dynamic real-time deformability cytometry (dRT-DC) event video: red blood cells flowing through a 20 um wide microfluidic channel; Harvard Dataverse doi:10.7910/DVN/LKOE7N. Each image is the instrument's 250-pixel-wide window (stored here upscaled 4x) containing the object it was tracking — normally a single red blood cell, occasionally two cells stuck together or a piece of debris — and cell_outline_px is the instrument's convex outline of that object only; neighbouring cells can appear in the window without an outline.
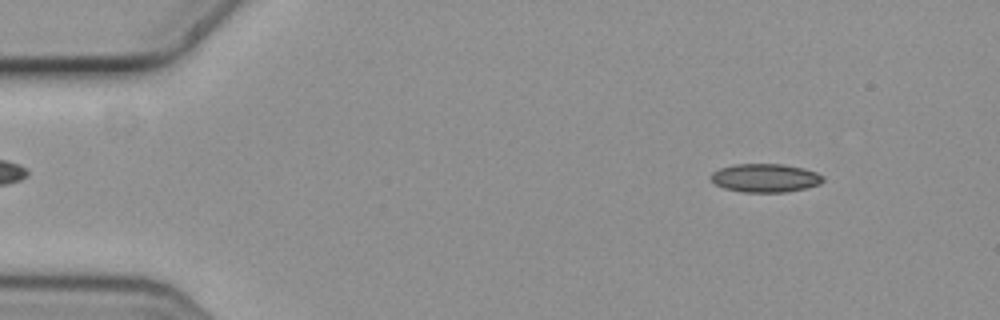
{"species": "common noctule bat (a hibernating species)", "species_latin": "Nyctalus noctula", "temperature_condition": "cold", "stored_images_in_passage": 5, "camera_frame_rate_fps": 3000, "um_per_image_px": 0.085, "animal": {"sex": "female", "body_mass_g": 19.3, "forearm_length_mm": 54.1}, "frame": {"image": 1, "passage_image": 2, "time_ms": 0.333, "image_size_px": [1000, 320], "cell_outline_px": [[824, 180], [820, 184], [804, 188], [784, 192], [744, 192], [724, 188], [716, 184], [712, 180], [712, 172], [720, 168], [736, 164], [784, 164], [804, 168], [816, 172], [824, 176]], "centroid_in_image_um": [65.07, 15.12], "position_along_channel_um": 19.9, "area_um2": 18.5}}
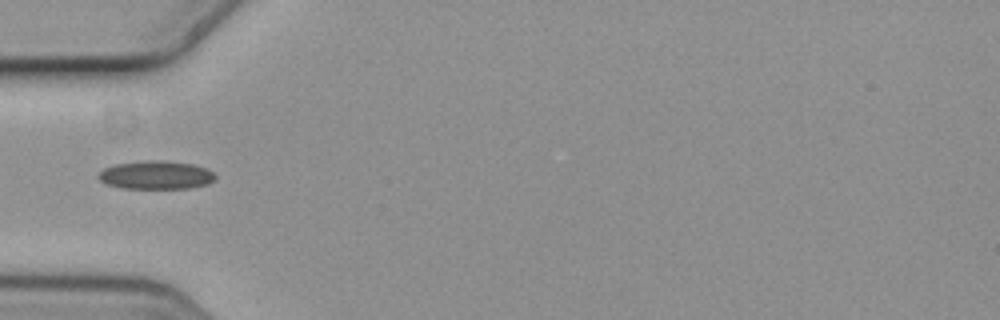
{"frame": {"image": 2, "passage_image": 5, "time_ms": 1.333, "image_size_px": [1000, 320], "cell_outline_px": [[216, 180], [208, 184], [192, 188], [120, 188], [108, 184], [100, 180], [96, 176], [104, 168], [116, 164], [148, 160], [160, 160], [192, 164], [208, 168], [216, 176]], "centroid_in_image_um": [13.29, 14.88], "position_along_channel_um": 71.7, "area_um2": 19.36}}